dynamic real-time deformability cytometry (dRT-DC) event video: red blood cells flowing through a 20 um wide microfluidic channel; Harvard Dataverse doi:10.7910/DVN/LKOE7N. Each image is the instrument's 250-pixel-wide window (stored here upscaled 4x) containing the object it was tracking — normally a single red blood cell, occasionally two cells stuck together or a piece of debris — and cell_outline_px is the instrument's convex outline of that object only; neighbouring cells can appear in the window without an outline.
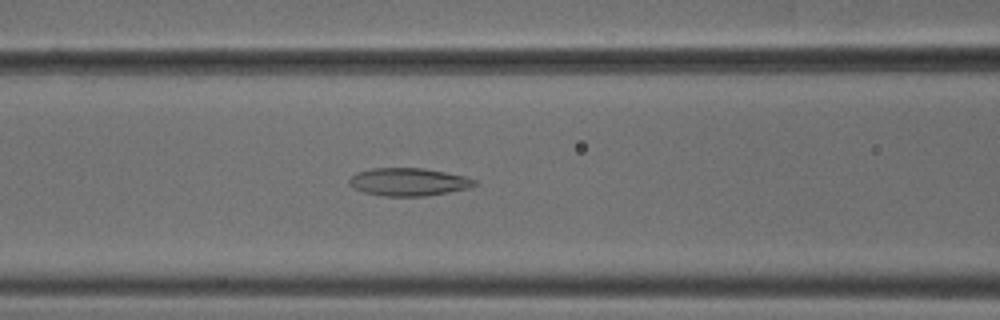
{"species": "common noctule bat (a hibernating species)", "species_latin": "Nyctalus noctula", "temperature_condition": "cold", "stored_images_in_passage": 51, "camera_frame_rate_fps": 3000, "um_per_image_px": 0.085, "animal": {"sex": "male", "body_mass_g": 18.8}, "frame": {"image": 1, "passage_image": 20, "time_ms": 6.333, "image_size_px": [1000, 320], "cell_outline_px": [[480, 184], [468, 188], [428, 196], [384, 196], [364, 192], [348, 184], [348, 180], [356, 172], [372, 168], [424, 168], [464, 176], [476, 180]], "centroid_in_image_um": [34.74, 15.46], "position_along_channel_um": 131.9, "area_um2": 20.35}}
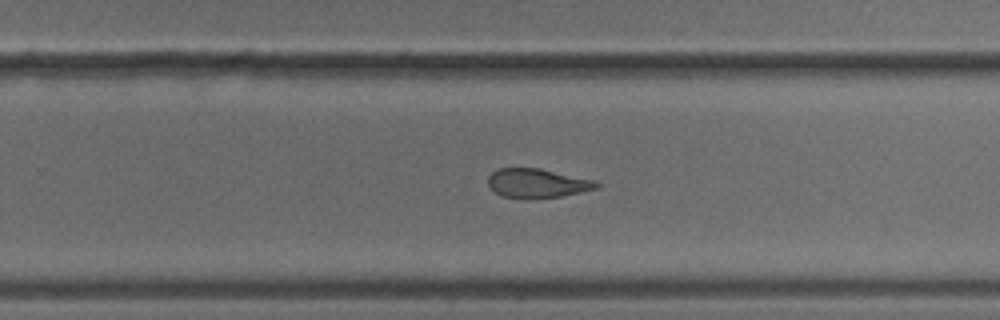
{"frame": {"image": 2, "passage_image": 32, "time_ms": 10.333, "image_size_px": [1000, 320], "cell_outline_px": [[600, 188], [560, 196], [536, 200], [524, 200], [504, 196], [496, 192], [488, 184], [488, 176], [492, 172], [500, 168], [540, 168], [592, 180], [600, 184]], "centroid_in_image_um": [45.65, 15.6], "position_along_channel_um": 284.1, "area_um2": 18.55}}
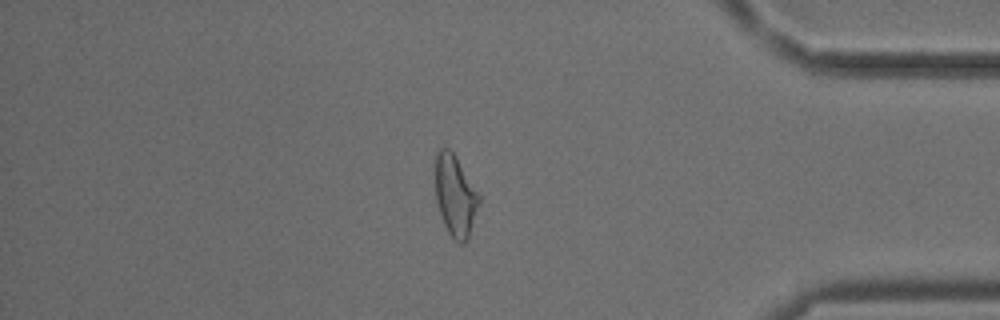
{"frame": {"image": 3, "passage_image": 43, "time_ms": 14.0, "image_size_px": [1000, 320], "cell_outline_px": [[480, 200], [468, 236], [460, 244], [448, 232], [444, 224], [436, 200], [432, 172], [436, 152], [440, 148], [448, 148], [456, 156], [480, 196]], "centroid_in_image_um": [38.63, 16.53], "position_along_channel_um": 396.6, "area_um2": 20.75}, "authors_computed_cell_mechanics": {"area_um2": 21.2126, "velocity_mm_per_s": 3.81, "shape_relaxation_time_tau1_ms": null, "shape_relaxation_time_tau2_ms": 2.527, "deformation_change_tau1": null, "deformation_change_tau2": 0.1006}}